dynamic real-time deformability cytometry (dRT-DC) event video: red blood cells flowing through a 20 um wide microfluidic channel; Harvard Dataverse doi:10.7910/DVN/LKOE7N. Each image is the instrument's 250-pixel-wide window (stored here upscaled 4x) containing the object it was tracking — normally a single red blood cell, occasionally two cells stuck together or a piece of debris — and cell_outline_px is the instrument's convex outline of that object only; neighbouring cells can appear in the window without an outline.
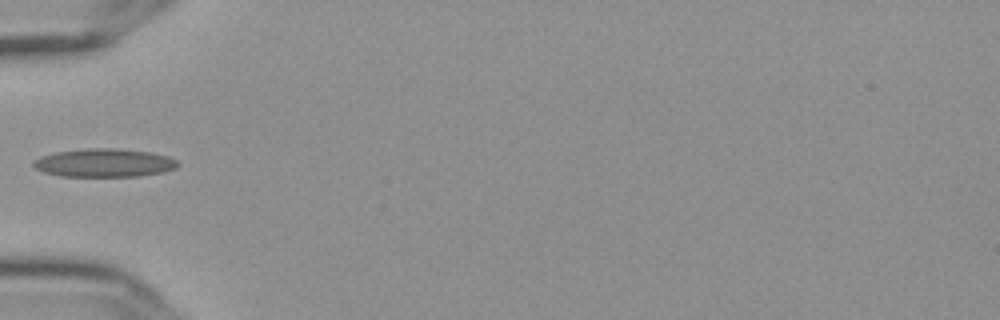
{"species": "Egyptian fruit bat (a non-hibernating species)", "species_latin": "Rousettus aegyptiacus", "temperature_condition": "cold", "stored_images_in_passage": 37, "camera_frame_rate_fps": 3000, "um_per_image_px": 0.085, "frame": {"image": 1, "passage_image": 1, "time_ms": 0.0, "image_size_px": [1000, 320], "cell_outline_px": [[180, 164], [176, 168], [164, 172], [140, 176], [60, 176], [44, 172], [36, 168], [32, 164], [40, 156], [56, 152], [92, 148], [112, 148], [148, 152], [168, 156], [176, 160]], "centroid_in_image_um": [8.89, 13.85], "position_along_channel_um": 76.1, "area_um2": 23.64}}
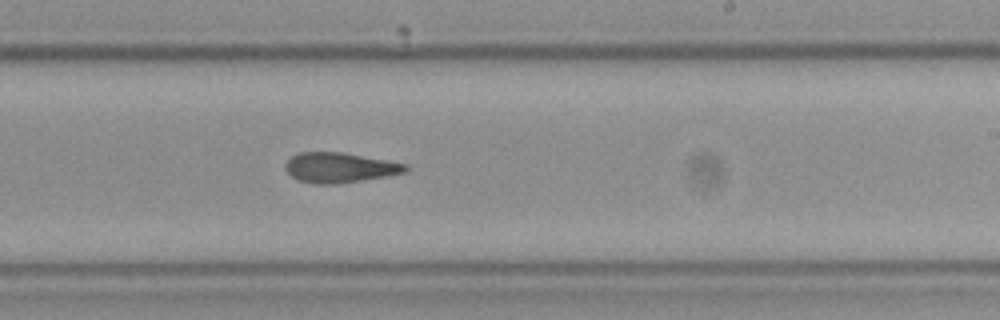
{"frame": {"image": 2, "passage_image": 16, "time_ms": 5.0, "image_size_px": [1000, 320], "cell_outline_px": [[408, 168], [404, 172], [388, 176], [340, 184], [312, 184], [296, 180], [284, 168], [284, 164], [292, 156], [300, 152], [340, 152], [388, 160], [408, 164]], "centroid_in_image_um": [28.86, 14.26], "position_along_channel_um": 260.1, "area_um2": 21.21}}
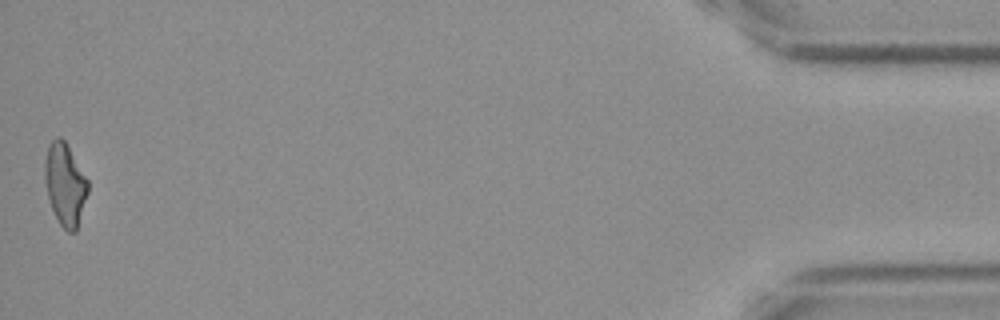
{"frame": {"image": 3, "passage_image": 37, "time_ms": 12.0, "image_size_px": [1000, 320], "cell_outline_px": [[88, 192], [76, 232], [68, 232], [60, 224], [52, 208], [48, 196], [44, 176], [44, 160], [48, 144], [56, 136], [60, 136], [64, 140], [88, 180]], "centroid_in_image_um": [5.52, 15.65], "position_along_channel_um": 429.7, "area_um2": 20.52}, "authors_computed_cell_mechanics": {"area_um2": 21.2126, "velocity_mm_per_s": 3.6587, "shape_relaxation_time_tau1_ms": 9.4873, "shape_relaxation_time_tau2_ms": 3.0404, "deformation_change_tau1": 0.232, "deformation_change_tau2": 0.1305}}